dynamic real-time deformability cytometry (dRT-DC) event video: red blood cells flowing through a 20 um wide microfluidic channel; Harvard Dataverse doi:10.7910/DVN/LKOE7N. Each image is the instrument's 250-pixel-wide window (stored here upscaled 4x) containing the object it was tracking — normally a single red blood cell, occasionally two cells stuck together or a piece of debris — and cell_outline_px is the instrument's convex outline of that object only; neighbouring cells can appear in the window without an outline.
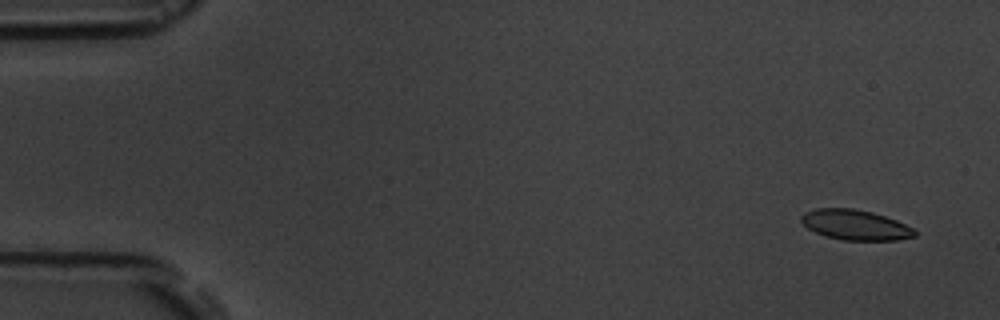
{"species": "common noctule bat (a hibernating species)", "species_latin": "Nyctalus noctula", "temperature_condition": "room temperature", "stored_images_in_passage": 6, "camera_frame_rate_fps": 3000, "um_per_image_px": 0.085, "animal": {"sex": "male", "body_mass_g": 19.5, "forearm_length_mm": 54.6}, "frame": {"image": 1, "passage_image": 1, "time_ms": 0.0, "image_size_px": [1000, 320], "cell_outline_px": [[916, 236], [896, 240], [844, 240], [824, 236], [808, 228], [800, 220], [800, 216], [804, 212], [816, 208], [852, 208], [872, 212], [896, 220], [912, 228], [916, 232]], "centroid_in_image_um": [72.67, 19.11], "position_along_channel_um": 12.3, "area_um2": 19.88}}
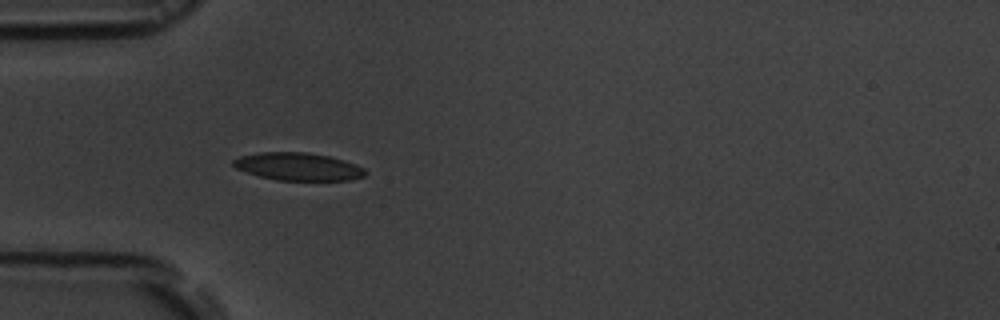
{"frame": {"image": 2, "passage_image": 5, "time_ms": 4.667, "image_size_px": [1000, 320], "cell_outline_px": [[368, 172], [364, 176], [348, 180], [276, 180], [260, 176], [236, 168], [232, 164], [232, 160], [240, 156], [260, 152], [308, 152], [328, 156], [344, 160], [356, 164], [364, 168]], "centroid_in_image_um": [25.36, 14.15], "position_along_channel_um": 59.6, "area_um2": 21.27}}
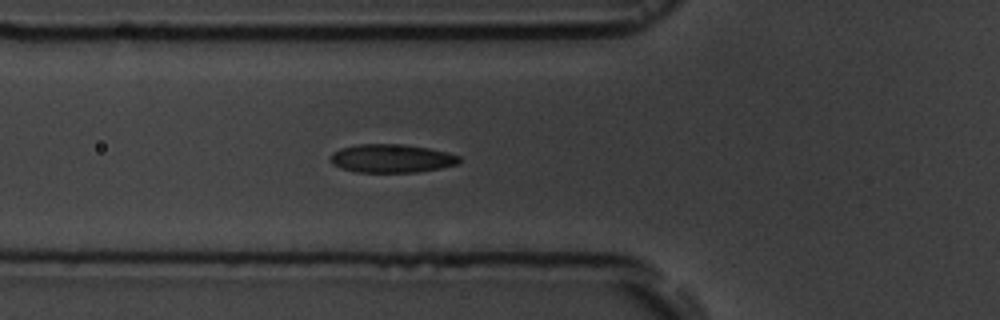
{"frame": {"image": 3, "passage_image": 6, "time_ms": 5.667, "image_size_px": [1000, 320], "cell_outline_px": [[460, 160], [456, 164], [440, 168], [416, 172], [356, 172], [340, 168], [332, 164], [328, 160], [328, 156], [332, 152], [340, 148], [356, 144], [404, 144], [428, 148], [448, 152], [460, 156]], "centroid_in_image_um": [33.21, 13.46], "position_along_channel_um": 92.6, "area_um2": 21.56}}